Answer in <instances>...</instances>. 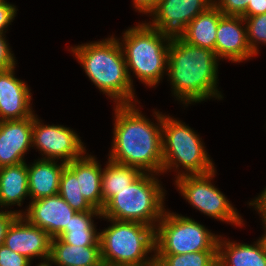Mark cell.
<instances>
[{
	"mask_svg": "<svg viewBox=\"0 0 266 266\" xmlns=\"http://www.w3.org/2000/svg\"><path fill=\"white\" fill-rule=\"evenodd\" d=\"M135 107L136 103L115 105L113 145L108 158L142 173L158 175L163 166V114L154 112L158 122L155 124Z\"/></svg>",
	"mask_w": 266,
	"mask_h": 266,
	"instance_id": "cell-1",
	"label": "cell"
},
{
	"mask_svg": "<svg viewBox=\"0 0 266 266\" xmlns=\"http://www.w3.org/2000/svg\"><path fill=\"white\" fill-rule=\"evenodd\" d=\"M218 60L215 51L183 39L171 40L166 72L176 99L188 106L211 97L223 98L217 89Z\"/></svg>",
	"mask_w": 266,
	"mask_h": 266,
	"instance_id": "cell-2",
	"label": "cell"
},
{
	"mask_svg": "<svg viewBox=\"0 0 266 266\" xmlns=\"http://www.w3.org/2000/svg\"><path fill=\"white\" fill-rule=\"evenodd\" d=\"M113 35L102 41H95L71 47V51L85 70L91 82L116 105L134 104L135 90L129 79L124 53Z\"/></svg>",
	"mask_w": 266,
	"mask_h": 266,
	"instance_id": "cell-3",
	"label": "cell"
},
{
	"mask_svg": "<svg viewBox=\"0 0 266 266\" xmlns=\"http://www.w3.org/2000/svg\"><path fill=\"white\" fill-rule=\"evenodd\" d=\"M105 219L112 224L100 232L103 265L154 266L155 255L152 258L147 256L149 252H155L154 227L133 221Z\"/></svg>",
	"mask_w": 266,
	"mask_h": 266,
	"instance_id": "cell-4",
	"label": "cell"
},
{
	"mask_svg": "<svg viewBox=\"0 0 266 266\" xmlns=\"http://www.w3.org/2000/svg\"><path fill=\"white\" fill-rule=\"evenodd\" d=\"M125 57L129 79L131 73L142 83L154 87L167 71L170 40L147 22L130 27L119 42ZM130 69V70H129Z\"/></svg>",
	"mask_w": 266,
	"mask_h": 266,
	"instance_id": "cell-5",
	"label": "cell"
},
{
	"mask_svg": "<svg viewBox=\"0 0 266 266\" xmlns=\"http://www.w3.org/2000/svg\"><path fill=\"white\" fill-rule=\"evenodd\" d=\"M155 174L142 173L114 195L101 211L102 218L133 221L156 228L165 208V191ZM157 222V223H156Z\"/></svg>",
	"mask_w": 266,
	"mask_h": 266,
	"instance_id": "cell-6",
	"label": "cell"
},
{
	"mask_svg": "<svg viewBox=\"0 0 266 266\" xmlns=\"http://www.w3.org/2000/svg\"><path fill=\"white\" fill-rule=\"evenodd\" d=\"M163 115L162 121V173L184 168L176 178L202 175L216 170L200 136L182 121ZM186 171V173H185Z\"/></svg>",
	"mask_w": 266,
	"mask_h": 266,
	"instance_id": "cell-7",
	"label": "cell"
},
{
	"mask_svg": "<svg viewBox=\"0 0 266 266\" xmlns=\"http://www.w3.org/2000/svg\"><path fill=\"white\" fill-rule=\"evenodd\" d=\"M219 237L194 219L165 210L155 228L154 254L217 251Z\"/></svg>",
	"mask_w": 266,
	"mask_h": 266,
	"instance_id": "cell-8",
	"label": "cell"
},
{
	"mask_svg": "<svg viewBox=\"0 0 266 266\" xmlns=\"http://www.w3.org/2000/svg\"><path fill=\"white\" fill-rule=\"evenodd\" d=\"M215 170L202 175H185L176 178L175 185L181 195L201 213L232 225H244L243 219L226 196L214 185Z\"/></svg>",
	"mask_w": 266,
	"mask_h": 266,
	"instance_id": "cell-9",
	"label": "cell"
},
{
	"mask_svg": "<svg viewBox=\"0 0 266 266\" xmlns=\"http://www.w3.org/2000/svg\"><path fill=\"white\" fill-rule=\"evenodd\" d=\"M33 115L32 146L45 157V160H59L69 163L86 154V149L78 134L63 125H44Z\"/></svg>",
	"mask_w": 266,
	"mask_h": 266,
	"instance_id": "cell-10",
	"label": "cell"
},
{
	"mask_svg": "<svg viewBox=\"0 0 266 266\" xmlns=\"http://www.w3.org/2000/svg\"><path fill=\"white\" fill-rule=\"evenodd\" d=\"M214 0H159L149 25L168 40L182 39L187 25L214 4Z\"/></svg>",
	"mask_w": 266,
	"mask_h": 266,
	"instance_id": "cell-11",
	"label": "cell"
},
{
	"mask_svg": "<svg viewBox=\"0 0 266 266\" xmlns=\"http://www.w3.org/2000/svg\"><path fill=\"white\" fill-rule=\"evenodd\" d=\"M51 241L52 237L46 231L19 215L8 228L3 244L31 261L38 257L45 262L50 259Z\"/></svg>",
	"mask_w": 266,
	"mask_h": 266,
	"instance_id": "cell-12",
	"label": "cell"
},
{
	"mask_svg": "<svg viewBox=\"0 0 266 266\" xmlns=\"http://www.w3.org/2000/svg\"><path fill=\"white\" fill-rule=\"evenodd\" d=\"M22 216L32 225L57 237L71 221L76 211L59 195L30 202Z\"/></svg>",
	"mask_w": 266,
	"mask_h": 266,
	"instance_id": "cell-13",
	"label": "cell"
},
{
	"mask_svg": "<svg viewBox=\"0 0 266 266\" xmlns=\"http://www.w3.org/2000/svg\"><path fill=\"white\" fill-rule=\"evenodd\" d=\"M244 22L242 16L223 15L219 19L215 43V53L219 59L239 63L255 55L249 46Z\"/></svg>",
	"mask_w": 266,
	"mask_h": 266,
	"instance_id": "cell-14",
	"label": "cell"
},
{
	"mask_svg": "<svg viewBox=\"0 0 266 266\" xmlns=\"http://www.w3.org/2000/svg\"><path fill=\"white\" fill-rule=\"evenodd\" d=\"M15 67L0 70V121L21 120L34 115L27 84L15 77Z\"/></svg>",
	"mask_w": 266,
	"mask_h": 266,
	"instance_id": "cell-15",
	"label": "cell"
},
{
	"mask_svg": "<svg viewBox=\"0 0 266 266\" xmlns=\"http://www.w3.org/2000/svg\"><path fill=\"white\" fill-rule=\"evenodd\" d=\"M33 116L21 120L0 121V168L16 165L32 146Z\"/></svg>",
	"mask_w": 266,
	"mask_h": 266,
	"instance_id": "cell-16",
	"label": "cell"
},
{
	"mask_svg": "<svg viewBox=\"0 0 266 266\" xmlns=\"http://www.w3.org/2000/svg\"><path fill=\"white\" fill-rule=\"evenodd\" d=\"M67 164L55 160L38 159L27 165L29 197L33 200L55 196L59 193L60 176Z\"/></svg>",
	"mask_w": 266,
	"mask_h": 266,
	"instance_id": "cell-17",
	"label": "cell"
},
{
	"mask_svg": "<svg viewBox=\"0 0 266 266\" xmlns=\"http://www.w3.org/2000/svg\"><path fill=\"white\" fill-rule=\"evenodd\" d=\"M66 166L78 178L79 192H81L94 209L102 211V169L95 156L84 155L79 159L67 163Z\"/></svg>",
	"mask_w": 266,
	"mask_h": 266,
	"instance_id": "cell-18",
	"label": "cell"
},
{
	"mask_svg": "<svg viewBox=\"0 0 266 266\" xmlns=\"http://www.w3.org/2000/svg\"><path fill=\"white\" fill-rule=\"evenodd\" d=\"M217 263L218 266H266V247L261 238L249 245L223 240L220 235Z\"/></svg>",
	"mask_w": 266,
	"mask_h": 266,
	"instance_id": "cell-19",
	"label": "cell"
},
{
	"mask_svg": "<svg viewBox=\"0 0 266 266\" xmlns=\"http://www.w3.org/2000/svg\"><path fill=\"white\" fill-rule=\"evenodd\" d=\"M49 261L57 266H103L100 246H75L58 237L52 238Z\"/></svg>",
	"mask_w": 266,
	"mask_h": 266,
	"instance_id": "cell-20",
	"label": "cell"
},
{
	"mask_svg": "<svg viewBox=\"0 0 266 266\" xmlns=\"http://www.w3.org/2000/svg\"><path fill=\"white\" fill-rule=\"evenodd\" d=\"M29 196L27 163L0 168V208L12 205L21 206Z\"/></svg>",
	"mask_w": 266,
	"mask_h": 266,
	"instance_id": "cell-21",
	"label": "cell"
},
{
	"mask_svg": "<svg viewBox=\"0 0 266 266\" xmlns=\"http://www.w3.org/2000/svg\"><path fill=\"white\" fill-rule=\"evenodd\" d=\"M222 16V12L213 4L187 25L182 39L191 45L215 51L216 31Z\"/></svg>",
	"mask_w": 266,
	"mask_h": 266,
	"instance_id": "cell-22",
	"label": "cell"
},
{
	"mask_svg": "<svg viewBox=\"0 0 266 266\" xmlns=\"http://www.w3.org/2000/svg\"><path fill=\"white\" fill-rule=\"evenodd\" d=\"M102 218L101 211L76 212L68 226L57 236L63 242L75 246H100V232L92 217Z\"/></svg>",
	"mask_w": 266,
	"mask_h": 266,
	"instance_id": "cell-23",
	"label": "cell"
},
{
	"mask_svg": "<svg viewBox=\"0 0 266 266\" xmlns=\"http://www.w3.org/2000/svg\"><path fill=\"white\" fill-rule=\"evenodd\" d=\"M142 172L125 164L114 162L108 158L107 165L102 169L101 194L104 205L116 194L129 186Z\"/></svg>",
	"mask_w": 266,
	"mask_h": 266,
	"instance_id": "cell-24",
	"label": "cell"
},
{
	"mask_svg": "<svg viewBox=\"0 0 266 266\" xmlns=\"http://www.w3.org/2000/svg\"><path fill=\"white\" fill-rule=\"evenodd\" d=\"M154 255V266H218L217 251Z\"/></svg>",
	"mask_w": 266,
	"mask_h": 266,
	"instance_id": "cell-25",
	"label": "cell"
},
{
	"mask_svg": "<svg viewBox=\"0 0 266 266\" xmlns=\"http://www.w3.org/2000/svg\"><path fill=\"white\" fill-rule=\"evenodd\" d=\"M76 212L99 211L94 209L79 192L78 178L65 166L61 176L58 193Z\"/></svg>",
	"mask_w": 266,
	"mask_h": 266,
	"instance_id": "cell-26",
	"label": "cell"
},
{
	"mask_svg": "<svg viewBox=\"0 0 266 266\" xmlns=\"http://www.w3.org/2000/svg\"><path fill=\"white\" fill-rule=\"evenodd\" d=\"M247 29V40L251 51L257 55L258 45L266 44V13L244 17ZM259 43V44H258Z\"/></svg>",
	"mask_w": 266,
	"mask_h": 266,
	"instance_id": "cell-27",
	"label": "cell"
},
{
	"mask_svg": "<svg viewBox=\"0 0 266 266\" xmlns=\"http://www.w3.org/2000/svg\"><path fill=\"white\" fill-rule=\"evenodd\" d=\"M213 2L224 16H242L244 18L248 4L253 3V0H214Z\"/></svg>",
	"mask_w": 266,
	"mask_h": 266,
	"instance_id": "cell-28",
	"label": "cell"
},
{
	"mask_svg": "<svg viewBox=\"0 0 266 266\" xmlns=\"http://www.w3.org/2000/svg\"><path fill=\"white\" fill-rule=\"evenodd\" d=\"M0 266H31V260L0 245Z\"/></svg>",
	"mask_w": 266,
	"mask_h": 266,
	"instance_id": "cell-29",
	"label": "cell"
},
{
	"mask_svg": "<svg viewBox=\"0 0 266 266\" xmlns=\"http://www.w3.org/2000/svg\"><path fill=\"white\" fill-rule=\"evenodd\" d=\"M4 35L0 34V70H8L16 66V59Z\"/></svg>",
	"mask_w": 266,
	"mask_h": 266,
	"instance_id": "cell-30",
	"label": "cell"
},
{
	"mask_svg": "<svg viewBox=\"0 0 266 266\" xmlns=\"http://www.w3.org/2000/svg\"><path fill=\"white\" fill-rule=\"evenodd\" d=\"M17 14V9L13 4L5 0H0V34L6 33V28L11 25Z\"/></svg>",
	"mask_w": 266,
	"mask_h": 266,
	"instance_id": "cell-31",
	"label": "cell"
},
{
	"mask_svg": "<svg viewBox=\"0 0 266 266\" xmlns=\"http://www.w3.org/2000/svg\"><path fill=\"white\" fill-rule=\"evenodd\" d=\"M22 215L20 210L0 211V245L4 243L5 235L11 223L19 216Z\"/></svg>",
	"mask_w": 266,
	"mask_h": 266,
	"instance_id": "cell-32",
	"label": "cell"
},
{
	"mask_svg": "<svg viewBox=\"0 0 266 266\" xmlns=\"http://www.w3.org/2000/svg\"><path fill=\"white\" fill-rule=\"evenodd\" d=\"M159 0H133L134 8L140 13L151 14Z\"/></svg>",
	"mask_w": 266,
	"mask_h": 266,
	"instance_id": "cell-33",
	"label": "cell"
},
{
	"mask_svg": "<svg viewBox=\"0 0 266 266\" xmlns=\"http://www.w3.org/2000/svg\"><path fill=\"white\" fill-rule=\"evenodd\" d=\"M254 206L261 216V220L266 219V188L261 192V194L256 197L255 200L249 202V206Z\"/></svg>",
	"mask_w": 266,
	"mask_h": 266,
	"instance_id": "cell-34",
	"label": "cell"
},
{
	"mask_svg": "<svg viewBox=\"0 0 266 266\" xmlns=\"http://www.w3.org/2000/svg\"><path fill=\"white\" fill-rule=\"evenodd\" d=\"M266 13V0H253L249 3L246 10V17H251Z\"/></svg>",
	"mask_w": 266,
	"mask_h": 266,
	"instance_id": "cell-35",
	"label": "cell"
},
{
	"mask_svg": "<svg viewBox=\"0 0 266 266\" xmlns=\"http://www.w3.org/2000/svg\"><path fill=\"white\" fill-rule=\"evenodd\" d=\"M262 222H263V224H264L263 227H264L265 232H264V235H262L261 239H262V241L264 242V245H265V247H266V219L262 220Z\"/></svg>",
	"mask_w": 266,
	"mask_h": 266,
	"instance_id": "cell-36",
	"label": "cell"
},
{
	"mask_svg": "<svg viewBox=\"0 0 266 266\" xmlns=\"http://www.w3.org/2000/svg\"><path fill=\"white\" fill-rule=\"evenodd\" d=\"M37 266H52L50 261L40 262Z\"/></svg>",
	"mask_w": 266,
	"mask_h": 266,
	"instance_id": "cell-37",
	"label": "cell"
}]
</instances>
